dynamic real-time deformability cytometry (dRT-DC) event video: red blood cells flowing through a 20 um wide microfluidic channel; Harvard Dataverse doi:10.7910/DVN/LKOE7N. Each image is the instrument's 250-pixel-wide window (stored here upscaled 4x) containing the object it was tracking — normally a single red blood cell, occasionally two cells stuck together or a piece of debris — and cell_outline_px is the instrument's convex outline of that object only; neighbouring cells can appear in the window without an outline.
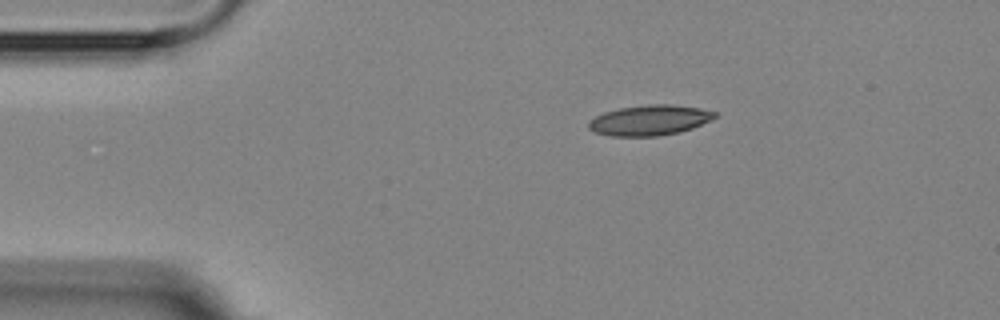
{"species": "Egyptian fruit bat (a non-hibernating species)", "species_latin": "Rousettus aegyptiacus", "temperature_condition": "room temperature", "stored_images_in_passage": 5, "camera_frame_rate_fps": 3000, "um_per_image_px": 0.085, "animal": {"sex": "female"}, "frame": {"image": 1, "passage_image": 1, "time_ms": 0.0, "image_size_px": [1000, 320], "cell_outline_px": [[716, 116], [712, 120], [692, 128], [680, 132], [660, 136], [608, 136], [592, 132], [588, 128], [588, 124], [596, 116], [604, 112], [620, 108], [648, 104], [668, 104], [700, 108], [716, 112]], "centroid_in_image_um": [55.21, 10.23], "position_along_channel_um": 29.8, "area_um2": 22.37}}
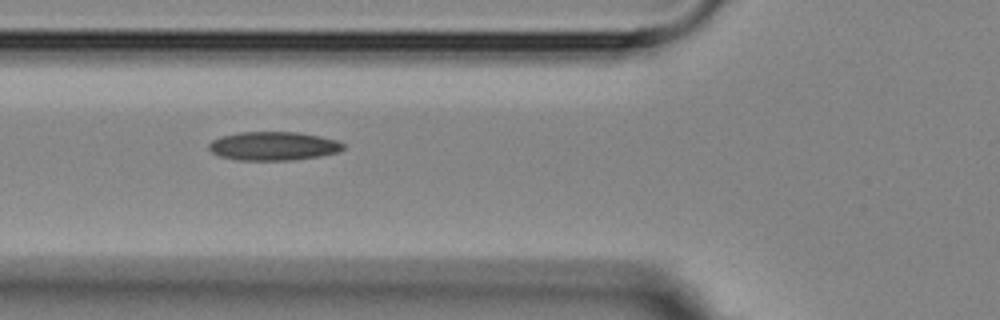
{"frame": {"image": 2, "passage_image": 4, "time_ms": 3.333, "image_size_px": [1000, 320], "cell_outline_px": [[344, 148], [340, 152], [320, 156], [292, 160], [236, 160], [220, 156], [212, 152], [208, 148], [208, 144], [212, 140], [220, 136], [240, 132], [300, 132], [320, 136], [336, 140], [344, 144]], "centroid_in_image_um": [23.24, 12.41], "position_along_channel_um": 102.6, "area_um2": 22.6}}
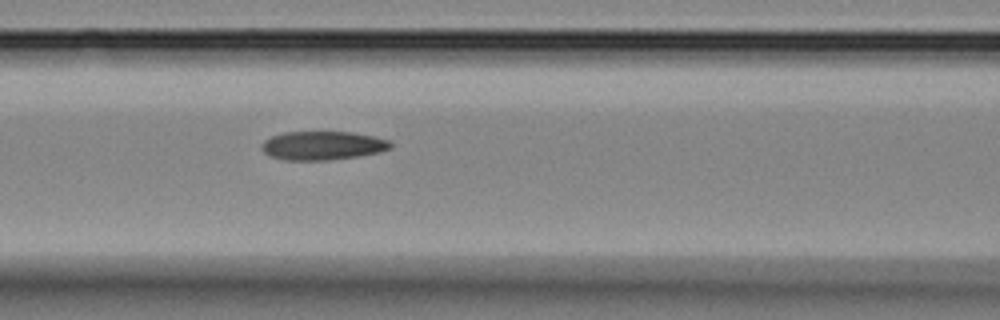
{"frame": {"image": 3, "passage_image": 5, "time_ms": 4.333, "image_size_px": [1000, 320], "cell_outline_px": [[392, 148], [380, 152], [356, 156], [328, 160], [284, 160], [268, 156], [260, 148], [260, 144], [264, 140], [272, 136], [284, 132], [352, 132], [372, 136], [388, 140], [392, 144]], "centroid_in_image_um": [27.38, 12.37], "position_along_channel_um": 139.2, "area_um2": 21.62}}